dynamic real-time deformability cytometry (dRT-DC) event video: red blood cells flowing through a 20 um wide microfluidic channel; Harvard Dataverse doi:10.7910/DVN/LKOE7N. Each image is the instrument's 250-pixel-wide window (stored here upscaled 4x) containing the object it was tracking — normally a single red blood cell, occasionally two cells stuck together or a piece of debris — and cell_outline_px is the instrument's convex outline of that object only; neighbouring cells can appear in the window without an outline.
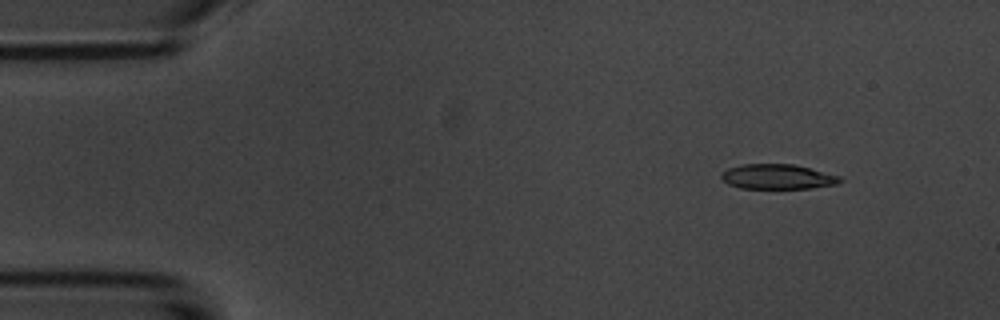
{"species": "common noctule bat (a hibernating species)", "species_latin": "Nyctalus noctula", "temperature_condition": "room temperature", "stored_images_in_passage": 6, "segment_of_instrument_passage": [1, 2], "camera_frame_rate_fps": 3000, "um_per_image_px": 0.085, "animal": {"sex": "male", "body_mass_g": 20.1, "forearm_length_mm": 53.5}, "frame": {"image": 1, "passage_image": 2, "time_ms": 1.333, "image_size_px": [1000, 320], "cell_outline_px": [[844, 180], [836, 184], [808, 188], [740, 188], [728, 184], [720, 176], [728, 168], [740, 164], [796, 164], [840, 176]], "centroid_in_image_um": [66.11, 15.01], "position_along_channel_um": 18.9, "area_um2": 17.17}}
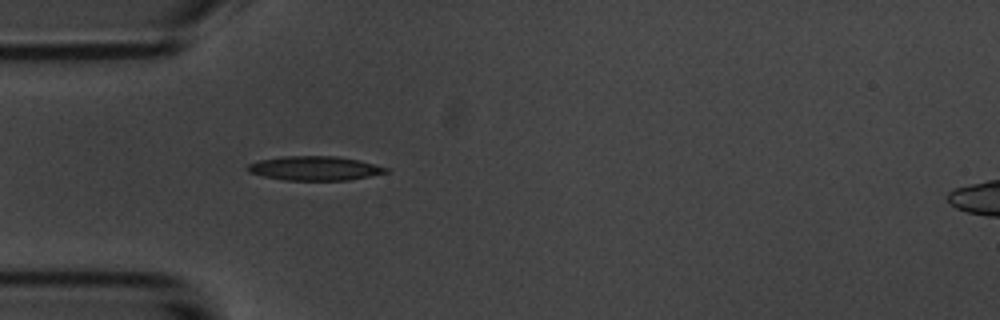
{"frame": {"image": 2, "passage_image": 5, "time_ms": 4.667, "image_size_px": [1000, 320], "cell_outline_px": [[388, 172], [348, 180], [284, 180], [264, 176], [248, 172], [248, 164], [260, 160], [280, 156], [336, 156], [360, 160], [376, 164], [388, 168]], "centroid_in_image_um": [26.76, 14.3], "position_along_channel_um": 58.2, "area_um2": 19.42}}